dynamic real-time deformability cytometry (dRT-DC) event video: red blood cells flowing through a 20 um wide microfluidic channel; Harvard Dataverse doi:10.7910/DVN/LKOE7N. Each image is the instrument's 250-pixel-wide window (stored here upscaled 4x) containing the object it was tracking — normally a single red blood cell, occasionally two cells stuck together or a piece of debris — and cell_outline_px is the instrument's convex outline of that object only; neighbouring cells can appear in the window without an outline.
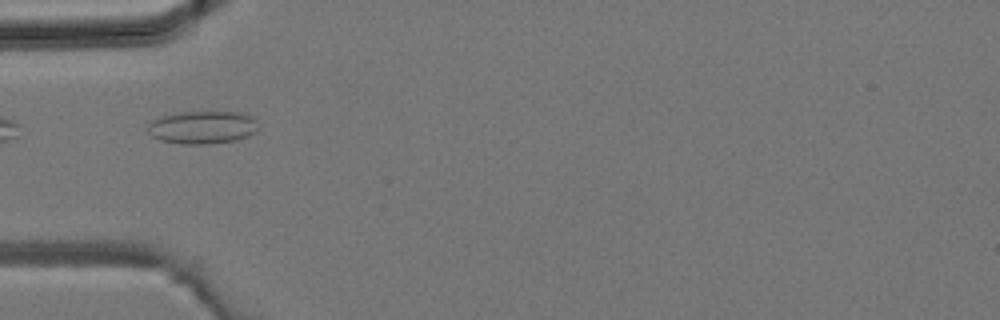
{"species": "common noctule bat (a hibernating species)", "species_latin": "Nyctalus noctula", "temperature_condition": "room temperature", "stored_images_in_passage": 3, "camera_frame_rate_fps": 3000, "um_per_image_px": 0.085, "animal": {"sex": "male", "body_mass_g": 19.2, "forearm_length_mm": 51.8}, "frame": {"image": 1, "passage_image": 3, "time_ms": 0.667, "image_size_px": [1000, 320], "cell_outline_px": [[256, 132], [248, 136], [236, 140], [208, 144], [180, 144], [160, 140], [152, 136], [148, 132], [148, 120], [160, 116], [180, 112], [244, 112], [252, 116], [256, 120]], "centroid_in_image_um": [17.18, 10.82], "position_along_channel_um": 67.8, "area_um2": 21.44}}